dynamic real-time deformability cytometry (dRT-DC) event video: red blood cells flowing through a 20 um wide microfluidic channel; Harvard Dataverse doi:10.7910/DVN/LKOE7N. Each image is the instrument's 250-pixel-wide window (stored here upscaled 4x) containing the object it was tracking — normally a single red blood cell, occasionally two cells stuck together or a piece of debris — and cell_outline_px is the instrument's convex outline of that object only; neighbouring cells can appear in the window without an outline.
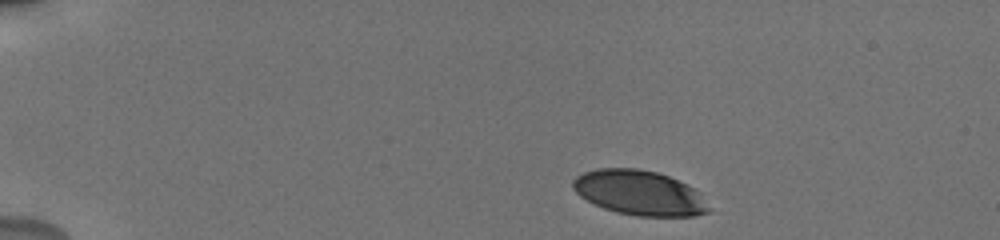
{"species": "human", "species_latin": "Homo sapiens", "temperature_condition": "cold", "stored_images_in_passage": 13, "camera_frame_rate_fps": 3000, "um_per_image_px": 0.085, "donor": {"sex": "male"}, "frame": {"image": 1, "passage_image": 1, "time_ms": 0.0, "image_size_px": [1000, 240], "cell_outline_px": [[712, 212], [692, 216], [636, 216], [616, 212], [604, 208], [580, 196], [572, 188], [572, 180], [576, 176], [584, 172], [596, 168], [636, 168], [656, 172], [668, 176], [688, 184], [700, 192]], "centroid_in_image_um": [54.36, 16.39], "position_along_channel_um": 30.6, "area_um2": 35.6}}
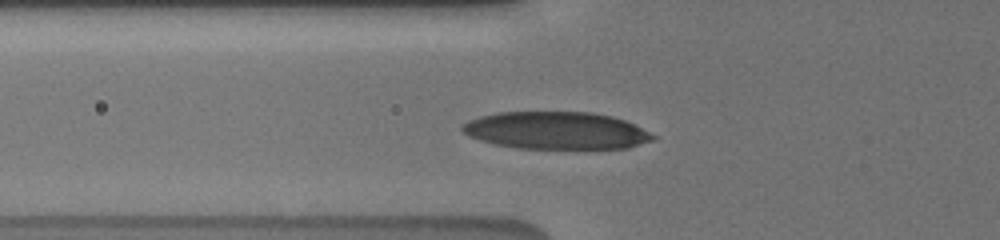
{"frame": {"image": 2, "passage_image": 10, "time_ms": 3.667, "image_size_px": [1000, 240], "cell_outline_px": [[656, 136], [652, 140], [628, 148], [520, 148], [496, 144], [480, 140], [468, 136], [460, 128], [460, 124], [468, 120], [480, 116], [496, 112], [592, 112], [612, 116], [624, 120]], "centroid_in_image_um": [47.22, 11.08], "position_along_channel_um": 78.6, "area_um2": 41.33}}
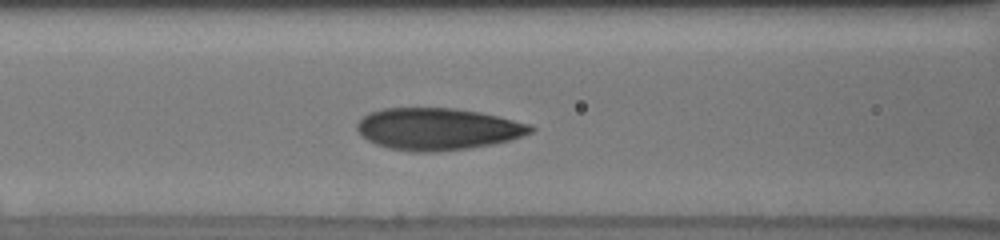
{"frame": {"image": 3, "passage_image": 13, "time_ms": 5.0, "image_size_px": [1000, 240], "cell_outline_px": [[536, 128], [532, 132], [508, 140], [492, 144], [468, 148], [436, 152], [412, 152], [388, 148], [376, 144], [368, 140], [356, 128], [356, 124], [368, 112], [384, 108], [456, 108], [480, 112], [532, 124]], "centroid_in_image_um": [37.2, 10.96], "position_along_channel_um": 129.4, "area_um2": 42.43}}